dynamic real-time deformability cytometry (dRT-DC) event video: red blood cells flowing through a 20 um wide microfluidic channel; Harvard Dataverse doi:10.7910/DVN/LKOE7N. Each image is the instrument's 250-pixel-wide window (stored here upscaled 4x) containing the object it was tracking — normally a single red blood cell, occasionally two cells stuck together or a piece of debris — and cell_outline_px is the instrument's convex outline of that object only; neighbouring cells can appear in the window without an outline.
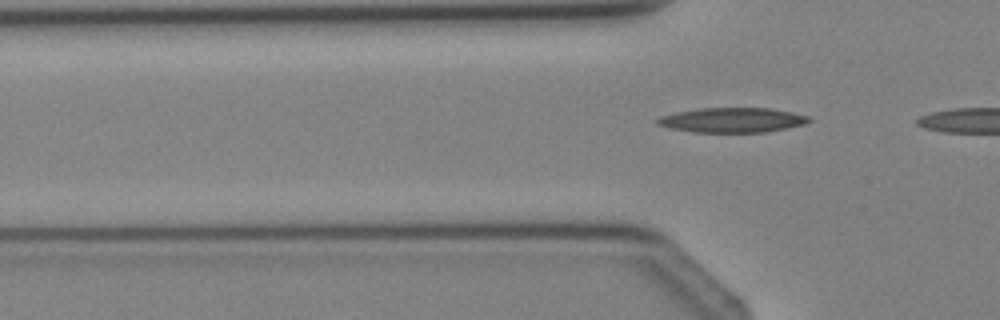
{"species": "Egyptian fruit bat (a non-hibernating species)", "species_latin": "Rousettus aegyptiacus", "temperature_condition": "cold", "stored_images_in_passage": 5, "camera_frame_rate_fps": 3000, "um_per_image_px": 0.085, "animal": {"sex": "female"}, "frame": {"image": 1, "passage_image": 5, "time_ms": 4.667, "image_size_px": [1000, 320], "cell_outline_px": [[812, 120], [804, 124], [788, 128], [764, 132], [692, 132], [668, 128], [656, 124], [656, 120], [660, 116], [676, 112], [700, 108], [768, 108], [792, 112], [808, 116]], "centroid_in_image_um": [62.22, 10.21], "position_along_channel_um": 63.6, "area_um2": 21.91}}